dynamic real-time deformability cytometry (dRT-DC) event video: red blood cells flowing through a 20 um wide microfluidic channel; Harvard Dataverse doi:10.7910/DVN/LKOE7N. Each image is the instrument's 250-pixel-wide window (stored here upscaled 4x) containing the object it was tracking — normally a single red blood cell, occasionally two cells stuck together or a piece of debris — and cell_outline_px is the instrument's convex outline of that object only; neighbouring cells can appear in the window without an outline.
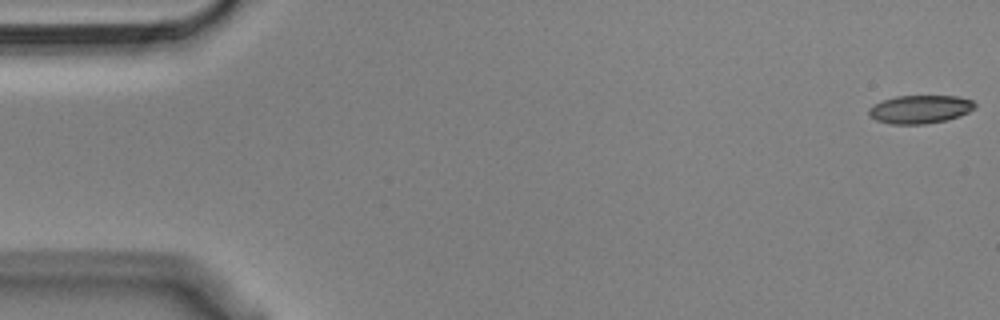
{"species": "Egyptian fruit bat (a non-hibernating species)", "species_latin": "Rousettus aegyptiacus", "temperature_condition": "cold", "stored_images_in_passage": 12, "camera_frame_rate_fps": 3000, "um_per_image_px": 0.085, "animal": {"sex": "male"}, "frame": {"image": 1, "passage_image": 1, "time_ms": 0.0, "image_size_px": [1000, 320], "cell_outline_px": [[976, 108], [960, 116], [944, 120], [924, 124], [892, 124], [876, 120], [868, 116], [868, 108], [884, 100], [896, 96], [956, 96], [972, 100], [976, 104]], "centroid_in_image_um": [78.21, 9.29], "position_along_channel_um": 6.8, "area_um2": 17.4}}